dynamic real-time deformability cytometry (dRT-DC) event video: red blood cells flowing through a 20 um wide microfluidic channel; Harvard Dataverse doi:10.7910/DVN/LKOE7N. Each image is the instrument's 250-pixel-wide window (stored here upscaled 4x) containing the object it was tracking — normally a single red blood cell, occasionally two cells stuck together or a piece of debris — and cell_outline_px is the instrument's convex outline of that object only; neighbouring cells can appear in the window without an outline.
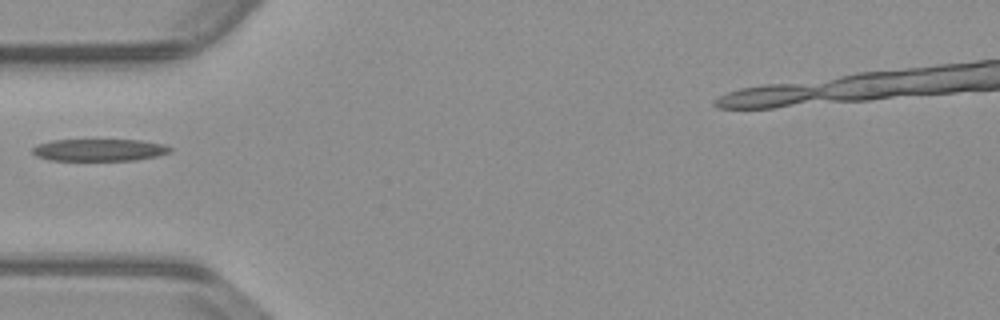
{"species": "common noctule bat (a hibernating species)", "species_latin": "Nyctalus noctula", "temperature_condition": "warm", "stored_images_in_passage": 35, "camera_frame_rate_fps": 3000, "um_per_image_px": 0.085, "animal": {"sex": "male", "body_mass_g": 23.1, "forearm_length_mm": 52.7}, "frame": {"image": 1, "passage_image": 1, "time_ms": 0.0, "image_size_px": [1000, 320], "cell_outline_px": [[172, 152], [156, 156], [136, 160], [52, 160], [36, 156], [32, 152], [32, 148], [36, 144], [52, 140], [140, 140], [164, 144], [172, 148]], "centroid_in_image_um": [8.44, 12.74], "position_along_channel_um": 76.6, "area_um2": 17.74}}
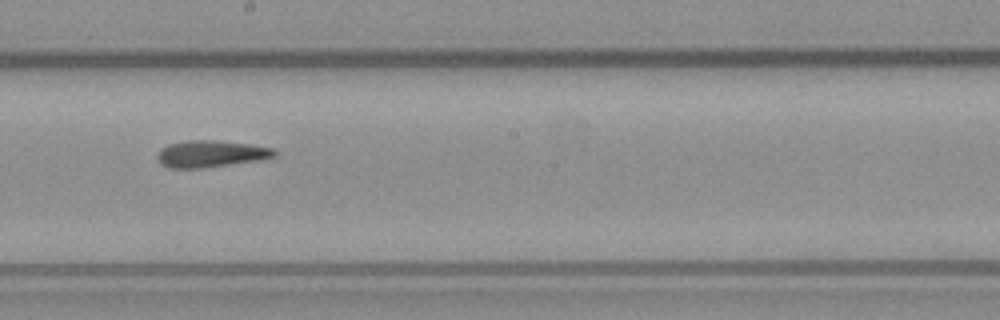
{"frame": {"image": 2, "passage_image": 13, "time_ms": 4.0, "image_size_px": [1000, 320], "cell_outline_px": [[276, 156], [260, 160], [204, 168], [168, 168], [160, 164], [156, 156], [160, 148], [168, 144], [188, 140], [212, 140], [248, 144], [272, 148], [276, 152]], "centroid_in_image_um": [17.87, 13.08], "position_along_channel_um": 230.3, "area_um2": 18.32}}
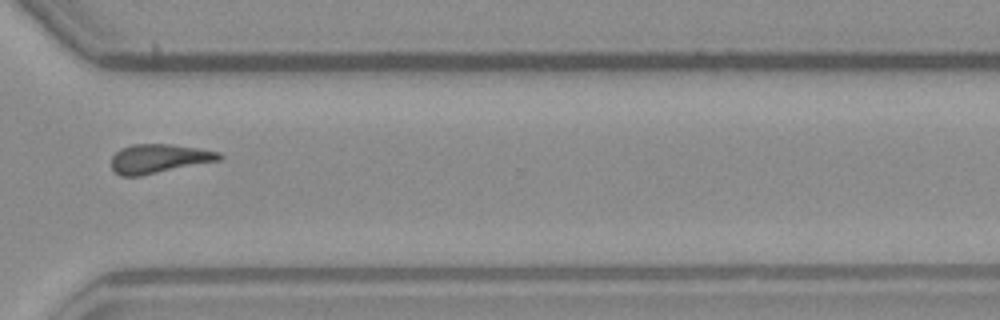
{"frame": {"image": 3, "passage_image": 23, "time_ms": 7.333, "image_size_px": [1000, 320], "cell_outline_px": [[224, 156], [220, 160], [140, 176], [120, 176], [112, 168], [112, 156], [120, 148], [132, 144], [168, 144], [196, 148], [220, 152]], "centroid_in_image_um": [13.5, 13.48], "position_along_channel_um": 357.1, "area_um2": 18.15}}